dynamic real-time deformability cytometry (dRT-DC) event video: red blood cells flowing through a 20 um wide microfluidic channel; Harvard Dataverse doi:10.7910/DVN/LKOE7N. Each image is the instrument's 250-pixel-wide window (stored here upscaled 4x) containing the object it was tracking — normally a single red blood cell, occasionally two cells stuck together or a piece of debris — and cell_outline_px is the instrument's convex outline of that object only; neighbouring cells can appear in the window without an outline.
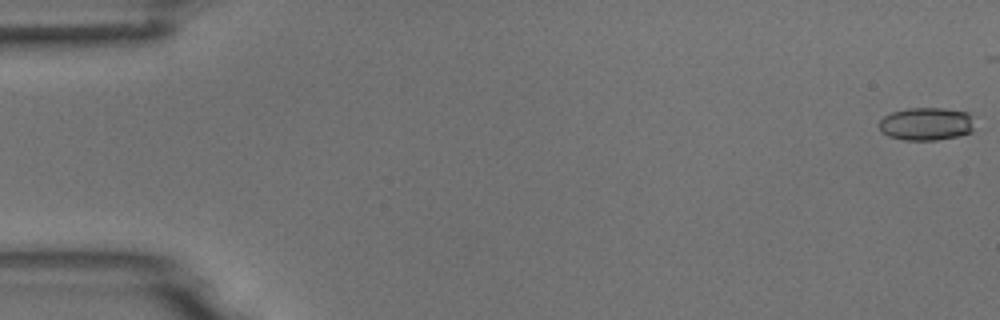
{"species": "common noctule bat (a hibernating species)", "species_latin": "Nyctalus noctula", "temperature_condition": "room temperature", "stored_images_in_passage": 23, "camera_frame_rate_fps": 3000, "um_per_image_px": 0.085, "animal": {"sex": "male", "body_mass_g": 18.8}, "frame": {"image": 1, "passage_image": 1, "time_ms": 0.0, "image_size_px": [1000, 320], "cell_outline_px": [[972, 132], [960, 136], [936, 140], [904, 140], [888, 136], [880, 132], [880, 120], [884, 116], [892, 112], [908, 108], [944, 108], [968, 112], [972, 116]], "centroid_in_image_um": [78.73, 10.53], "position_along_channel_um": 6.3, "area_um2": 18.44}}
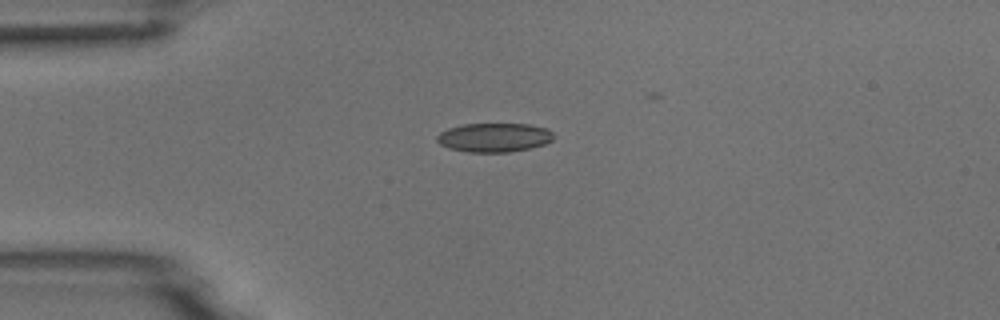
{"frame": {"image": 2, "passage_image": 14, "time_ms": 4.333, "image_size_px": [1000, 320], "cell_outline_px": [[556, 136], [552, 140], [544, 144], [528, 148], [508, 152], [468, 152], [448, 148], [440, 144], [436, 140], [436, 136], [440, 132], [448, 128], [464, 124], [528, 124], [548, 128]], "centroid_in_image_um": [42.0, 11.68], "position_along_channel_um": 43.0, "area_um2": 19.77}}
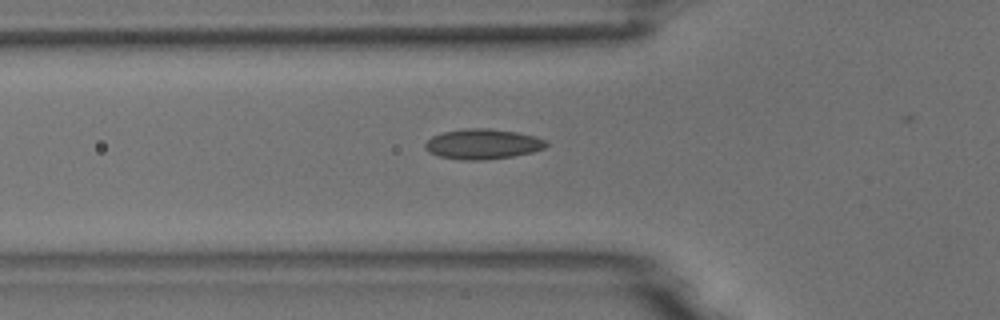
{"frame": {"image": 3, "passage_image": 19, "time_ms": 6.0, "image_size_px": [1000, 320], "cell_outline_px": [[548, 144], [544, 148], [532, 152], [512, 156], [484, 160], [460, 160], [440, 156], [428, 152], [424, 148], [424, 144], [432, 136], [444, 132], [464, 128], [488, 128], [516, 132], [536, 136], [548, 140]], "centroid_in_image_um": [41.03, 12.24], "position_along_channel_um": 84.8, "area_um2": 21.39}}